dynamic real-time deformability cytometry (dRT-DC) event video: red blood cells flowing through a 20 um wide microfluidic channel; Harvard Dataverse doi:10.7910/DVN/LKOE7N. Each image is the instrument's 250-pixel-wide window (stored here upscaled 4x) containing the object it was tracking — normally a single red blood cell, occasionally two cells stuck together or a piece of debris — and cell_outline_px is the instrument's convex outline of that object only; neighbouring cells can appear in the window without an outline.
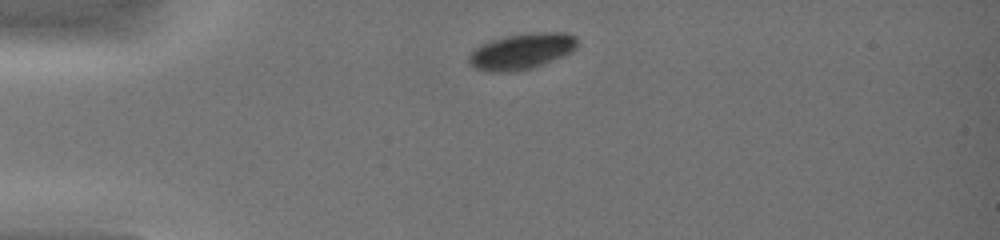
{"species": "common noctule bat (a hibernating species)", "species_latin": "Nyctalus noctula", "temperature_condition": "warm", "stored_images_in_passage": 33, "camera_frame_rate_fps": 3000, "um_per_image_px": 0.085, "animal": {"sex": "female", "body_mass_g": 19.0, "forearm_length_mm": 51.5}, "frame": {"image": 1, "passage_image": 1, "time_ms": 0.0, "image_size_px": [1000, 240], "cell_outline_px": [[580, 40], [576, 48], [572, 52], [532, 68], [516, 72], [484, 72], [476, 68], [468, 60], [468, 56], [480, 44], [488, 40], [504, 36], [528, 32], [564, 32], [576, 36]], "centroid_in_image_um": [44.35, 4.35], "position_along_channel_um": 40.6, "area_um2": 23.12}}
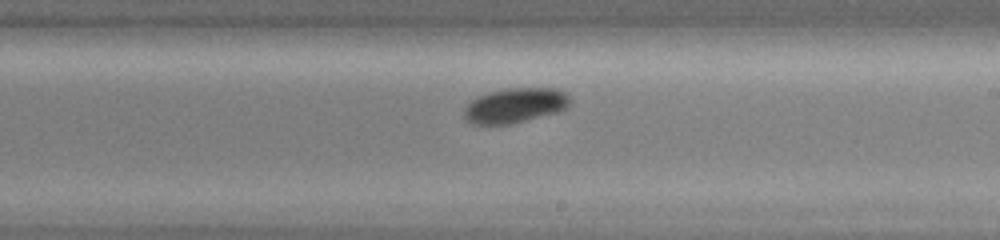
{"frame": {"image": 2, "passage_image": 18, "time_ms": 5.667, "image_size_px": [1000, 240], "cell_outline_px": [[572, 100], [568, 108], [556, 112], [512, 124], [472, 124], [464, 120], [464, 108], [472, 100], [480, 96], [492, 92], [512, 88], [556, 88], [568, 92]], "centroid_in_image_um": [43.84, 8.97], "position_along_channel_um": 245.2, "area_um2": 21.56}}
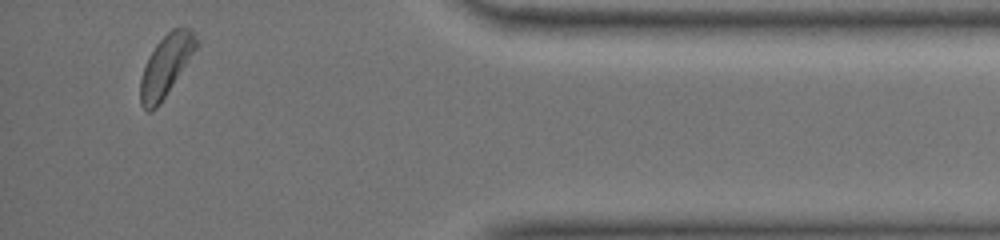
{"frame": {"image": 3, "passage_image": 32, "time_ms": 10.333, "image_size_px": [1000, 240], "cell_outline_px": [[200, 44], [160, 104], [152, 112], [148, 112], [140, 104], [140, 80], [148, 56], [156, 44], [172, 28], [188, 28], [192, 32]], "centroid_in_image_um": [14.1, 5.6], "position_along_channel_um": 421.1, "area_um2": 19.83}}